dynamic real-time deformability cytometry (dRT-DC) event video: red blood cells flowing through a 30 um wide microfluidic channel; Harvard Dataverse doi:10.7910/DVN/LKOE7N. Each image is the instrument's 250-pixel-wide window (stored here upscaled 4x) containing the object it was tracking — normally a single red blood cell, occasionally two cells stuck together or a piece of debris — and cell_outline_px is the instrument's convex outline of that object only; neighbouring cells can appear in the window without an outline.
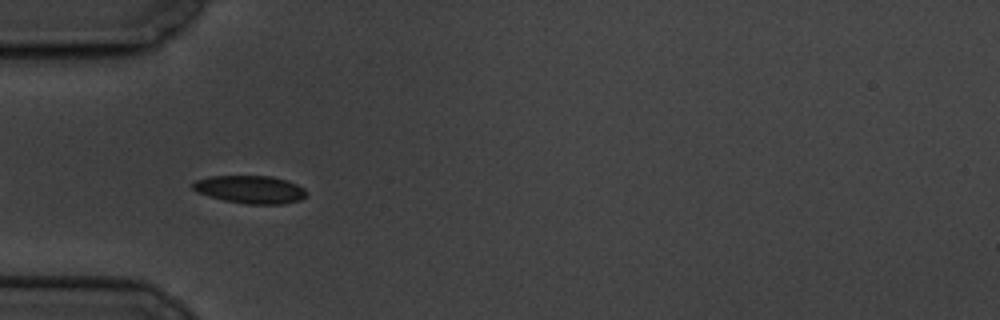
{"species": "common noctule bat (a hibernating species)", "species_latin": "Nyctalus noctula", "temperature_condition": "cold", "stored_images_in_passage": 7, "camera_frame_rate_fps": 3000, "um_per_image_px": 0.085, "animal": {"sex": "male", "body_mass_g": 19.5, "forearm_length_mm": 54.6}, "frame": {"image": 1, "passage_image": 5, "time_ms": 5.333, "image_size_px": [1000, 320], "cell_outline_px": [[308, 192], [300, 200], [284, 204], [248, 204], [224, 200], [208, 196], [196, 192], [192, 188], [192, 184], [196, 180], [208, 176], [272, 176], [288, 180], [304, 188]], "centroid_in_image_um": [21.27, 16.1], "position_along_channel_um": 63.7, "area_um2": 18.55}}
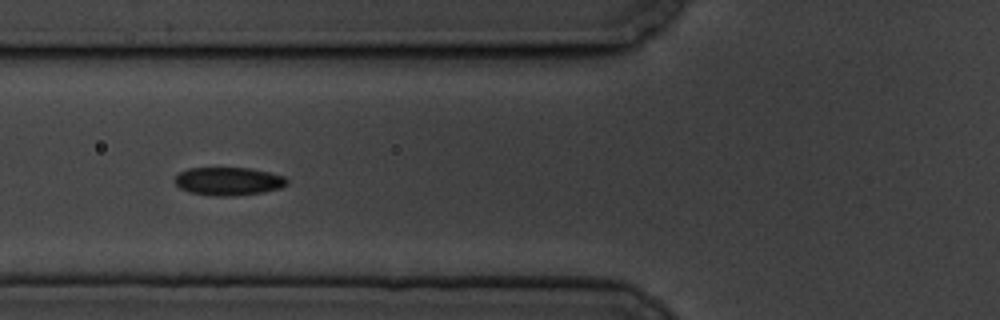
{"frame": {"image": 2, "passage_image": 6, "time_ms": 6.667, "image_size_px": [1000, 320], "cell_outline_px": [[288, 184], [280, 188], [264, 192], [228, 196], [212, 196], [188, 192], [180, 188], [172, 180], [180, 172], [188, 168], [248, 168], [268, 172], [284, 176], [288, 180]], "centroid_in_image_um": [19.39, 15.41], "position_along_channel_um": 106.4, "area_um2": 18.44}}
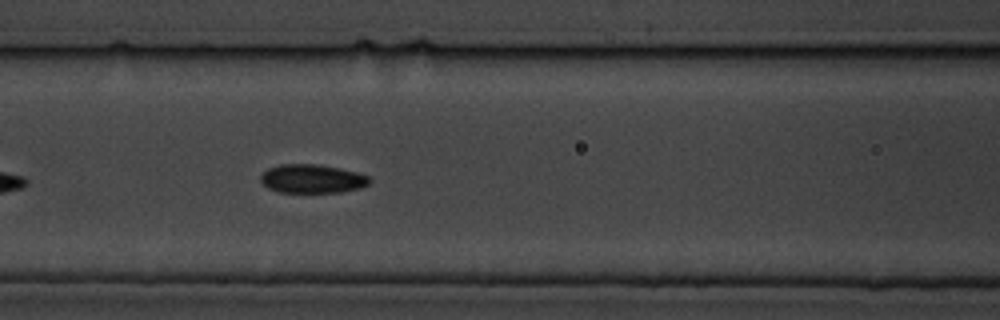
{"frame": {"image": 3, "passage_image": 7, "time_ms": 7.667, "image_size_px": [1000, 320], "cell_outline_px": [[372, 180], [368, 184], [360, 188], [340, 192], [280, 192], [268, 188], [260, 180], [260, 176], [268, 168], [280, 164], [316, 164], [340, 168], [356, 172], [368, 176]], "centroid_in_image_um": [26.53, 15.19], "position_along_channel_um": 140.1, "area_um2": 18.15}}